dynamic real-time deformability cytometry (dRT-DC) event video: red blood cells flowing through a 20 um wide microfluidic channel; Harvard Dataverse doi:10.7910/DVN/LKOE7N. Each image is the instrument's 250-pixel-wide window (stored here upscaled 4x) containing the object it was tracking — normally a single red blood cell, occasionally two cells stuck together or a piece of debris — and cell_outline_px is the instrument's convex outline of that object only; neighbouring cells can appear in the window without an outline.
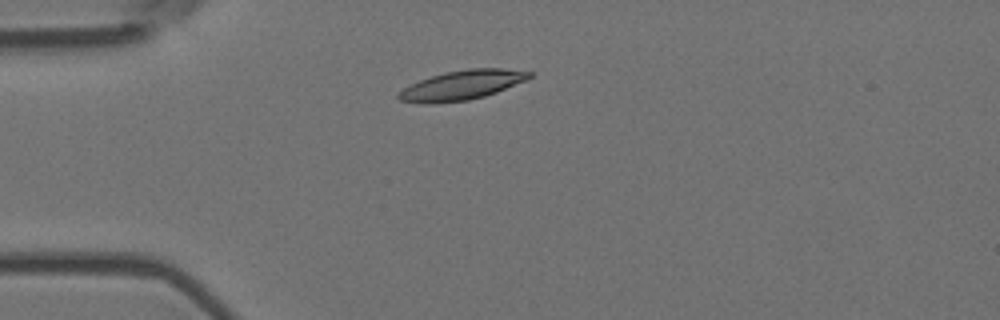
{"species": "Egyptian fruit bat (a non-hibernating species)", "species_latin": "Rousettus aegyptiacus", "temperature_condition": "room temperature", "stored_images_in_passage": 5, "camera_frame_rate_fps": 3000, "um_per_image_px": 0.085, "animal": {"sex": "female"}, "frame": {"image": 1, "passage_image": 2, "time_ms": 0.333, "image_size_px": [1000, 320], "cell_outline_px": [[532, 76], [528, 80], [496, 92], [484, 96], [468, 100], [432, 104], [424, 104], [400, 100], [396, 96], [396, 92], [420, 80], [444, 72], [468, 68], [504, 68], [532, 72]], "centroid_in_image_um": [39.26, 7.24], "position_along_channel_um": 45.7, "area_um2": 22.6}}
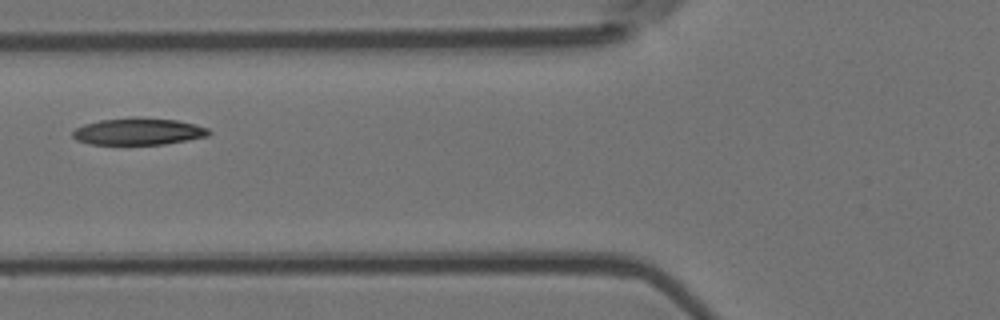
{"frame": {"image": 2, "passage_image": 4, "time_ms": 1.0, "image_size_px": [1000, 320], "cell_outline_px": [[212, 132], [208, 136], [188, 140], [164, 144], [92, 144], [76, 140], [72, 136], [72, 132], [76, 128], [84, 124], [100, 120], [128, 116], [136, 116], [176, 120], [196, 124], [208, 128]], "centroid_in_image_um": [11.77, 11.16], "position_along_channel_um": 114.0, "area_um2": 21.62}}
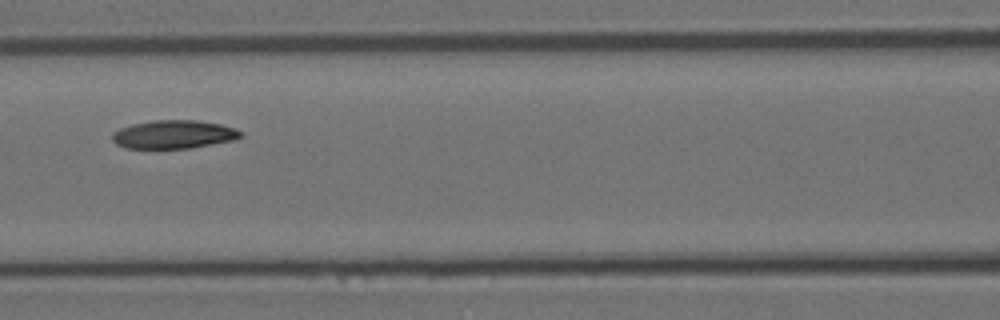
{"frame": {"image": 3, "passage_image": 5, "time_ms": 1.333, "image_size_px": [1000, 320], "cell_outline_px": [[244, 136], [236, 140], [188, 148], [124, 148], [116, 144], [112, 140], [112, 132], [120, 128], [132, 124], [152, 120], [196, 120], [220, 124], [244, 132]], "centroid_in_image_um": [14.77, 11.42], "position_along_channel_um": 151.8, "area_um2": 21.33}}